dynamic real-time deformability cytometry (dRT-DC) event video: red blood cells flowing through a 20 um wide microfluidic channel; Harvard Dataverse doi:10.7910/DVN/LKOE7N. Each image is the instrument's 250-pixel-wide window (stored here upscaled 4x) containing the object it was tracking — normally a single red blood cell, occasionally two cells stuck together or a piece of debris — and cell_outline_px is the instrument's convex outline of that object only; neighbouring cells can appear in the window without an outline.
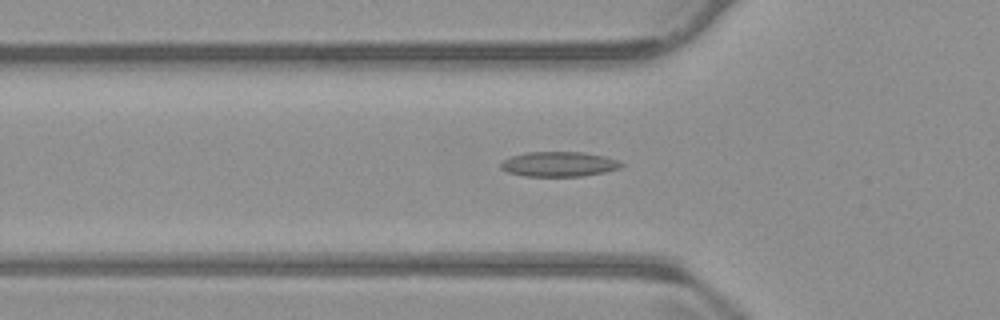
{"species": "common noctule bat (a hibernating species)", "species_latin": "Nyctalus noctula", "temperature_condition": "warm", "stored_images_in_passage": 55, "camera_frame_rate_fps": 3000, "um_per_image_px": 0.085, "animal": {"sex": "male", "body_mass_g": 23.1, "forearm_length_mm": 52.7}, "frame": {"image": 1, "passage_image": 18, "time_ms": 5.667, "image_size_px": [1000, 320], "cell_outline_px": [[624, 164], [620, 168], [604, 172], [580, 176], [524, 176], [508, 172], [500, 168], [500, 164], [504, 160], [512, 156], [528, 152], [584, 152], [604, 156], [616, 160]], "centroid_in_image_um": [47.5, 13.95], "position_along_channel_um": 78.3, "area_um2": 17.34}}
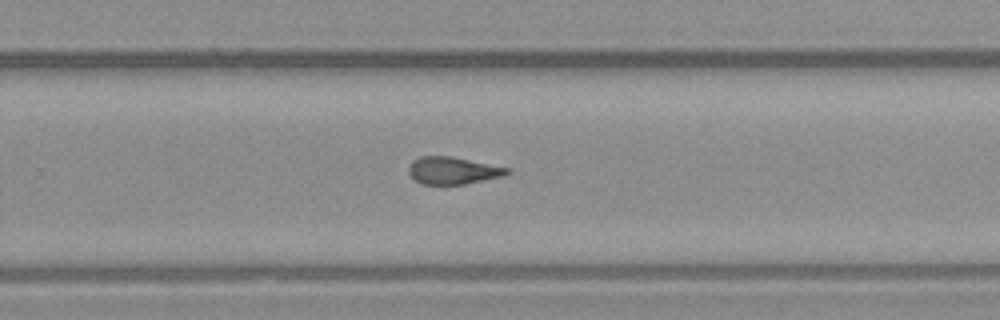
{"frame": {"image": 2, "passage_image": 35, "time_ms": 11.333, "image_size_px": [1000, 320], "cell_outline_px": [[512, 172], [504, 176], [464, 184], [424, 184], [416, 180], [408, 172], [408, 168], [412, 160], [420, 156], [452, 156], [512, 168]], "centroid_in_image_um": [38.55, 14.48], "position_along_channel_um": 291.3, "area_um2": 15.78}}
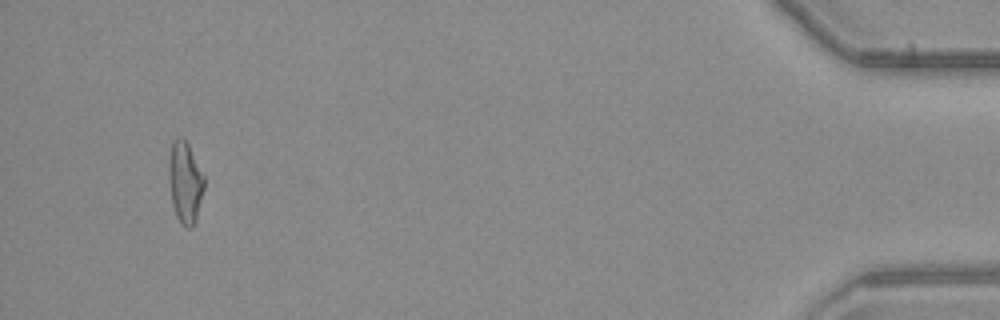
{"frame": {"image": 3, "passage_image": 52, "time_ms": 17.0, "image_size_px": [1000, 320], "cell_outline_px": [[204, 188], [196, 220], [192, 228], [188, 228], [180, 224], [176, 216], [172, 204], [168, 180], [168, 160], [172, 140], [184, 140], [188, 144], [204, 176]], "centroid_in_image_um": [15.71, 15.55], "position_along_channel_um": 419.5, "area_um2": 16.82}, "authors_computed_cell_mechanics": {"area_um2": 16.5886, "velocity_mm_per_s": 3.7387, "shape_relaxation_time_tau1_ms": null, "shape_relaxation_time_tau2_ms": 2.348, "deformation_change_tau1": null, "deformation_change_tau2": 0.1095}}